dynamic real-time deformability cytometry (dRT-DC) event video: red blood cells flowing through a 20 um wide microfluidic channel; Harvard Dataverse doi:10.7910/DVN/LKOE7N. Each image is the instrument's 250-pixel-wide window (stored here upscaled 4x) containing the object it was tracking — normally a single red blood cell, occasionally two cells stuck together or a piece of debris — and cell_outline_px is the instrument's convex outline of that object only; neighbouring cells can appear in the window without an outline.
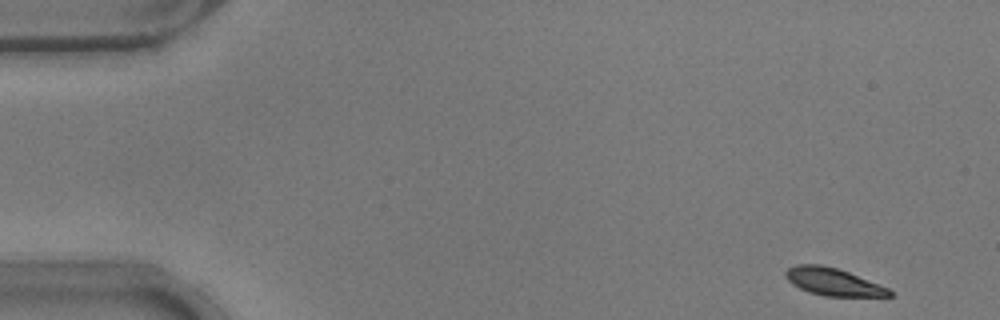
{"species": "common noctule bat (a hibernating species)", "species_latin": "Nyctalus noctula", "temperature_condition": "warm", "stored_images_in_passage": 51, "camera_frame_rate_fps": 3000, "um_per_image_px": 0.085, "animal": {"sex": "male", "body_mass_g": 17.9}, "frame": {"image": 1, "passage_image": 1, "time_ms": 0.0, "image_size_px": [1000, 320], "cell_outline_px": [[892, 296], [824, 296], [808, 292], [792, 284], [784, 276], [784, 272], [788, 268], [796, 264], [820, 264], [836, 268], [848, 272], [888, 288], [892, 292]], "centroid_in_image_um": [70.76, 23.95], "position_along_channel_um": 14.2, "area_um2": 16.47}}
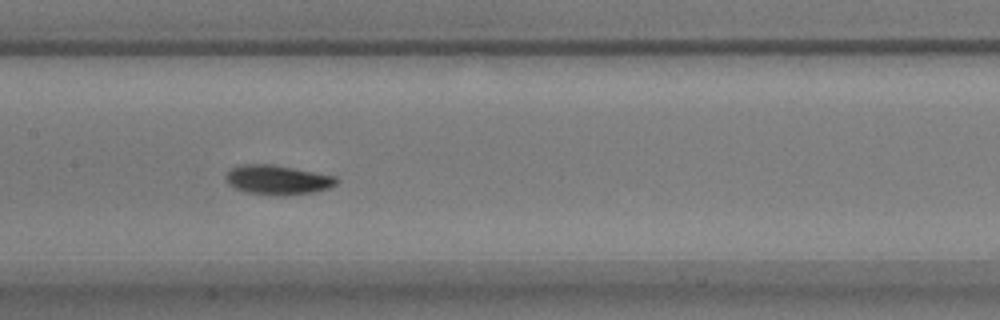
{"frame": {"image": 2, "passage_image": 24, "time_ms": 7.667, "image_size_px": [1000, 320], "cell_outline_px": [[340, 180], [336, 184], [328, 188], [312, 192], [284, 196], [272, 196], [244, 192], [228, 184], [224, 176], [232, 168], [240, 164], [272, 164], [336, 176]], "centroid_in_image_um": [23.58, 15.29], "position_along_channel_um": 183.8, "area_um2": 19.19}}
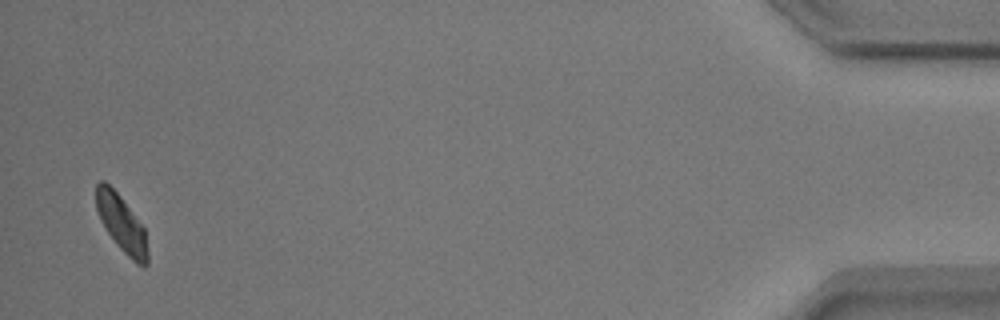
{"frame": {"image": 3, "passage_image": 50, "time_ms": 16.333, "image_size_px": [1000, 320], "cell_outline_px": [[148, 264], [144, 268], [136, 264], [116, 244], [100, 220], [96, 208], [96, 184], [100, 180], [104, 180], [120, 196], [144, 228], [148, 252]], "centroid_in_image_um": [10.33, 19.03], "position_along_channel_um": 424.9, "area_um2": 16.88}, "authors_computed_cell_mechanics": {"area_um2": 18.0336, "velocity_mm_per_s": 3.7576, "shape_relaxation_time_tau1_ms": 3.2336, "shape_relaxation_time_tau2_ms": null, "deformation_change_tau1": 0.1213, "deformation_change_tau2": null}}